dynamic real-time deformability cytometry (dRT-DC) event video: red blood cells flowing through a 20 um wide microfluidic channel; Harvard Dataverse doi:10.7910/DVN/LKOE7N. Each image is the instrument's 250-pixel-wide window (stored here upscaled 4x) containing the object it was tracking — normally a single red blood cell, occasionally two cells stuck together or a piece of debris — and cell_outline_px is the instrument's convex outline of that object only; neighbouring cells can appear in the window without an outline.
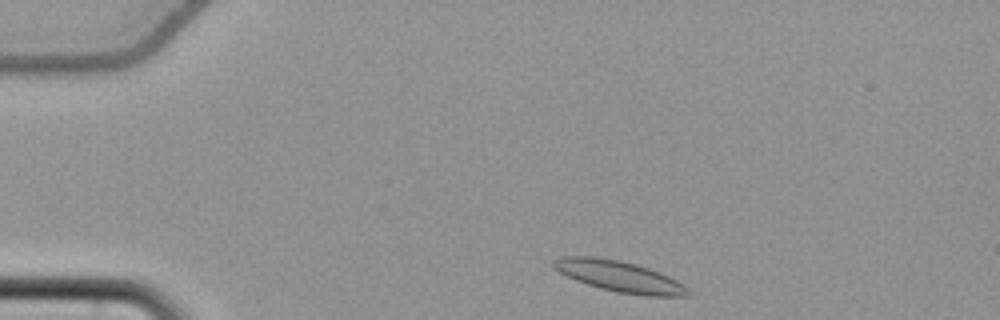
{"species": "common noctule bat (a hibernating species)", "species_latin": "Nyctalus noctula", "temperature_condition": "cold", "stored_images_in_passage": 47, "camera_frame_rate_fps": 3000, "um_per_image_px": 0.085, "animal": {"sex": "female", "body_mass_g": 22.7, "forearm_length_mm": 54.2}, "frame": {"image": 1, "passage_image": 2, "time_ms": 0.333, "image_size_px": [1000, 320], "cell_outline_px": [[692, 292], [688, 296], [644, 296], [616, 292], [600, 288], [576, 280], [560, 272], [552, 264], [552, 260], [560, 256], [592, 256], [620, 260], [636, 264], [660, 272], [676, 280], [688, 288]], "centroid_in_image_um": [52.67, 23.49], "position_along_channel_um": 32.3, "area_um2": 24.28}}
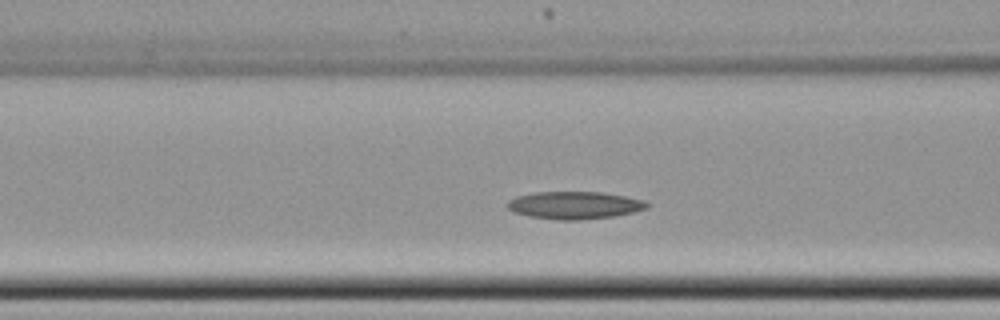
{"frame": {"image": 2, "passage_image": 14, "time_ms": 4.333, "image_size_px": [1000, 320], "cell_outline_px": [[648, 208], [632, 212], [612, 216], [580, 220], [560, 220], [528, 216], [516, 212], [508, 208], [508, 200], [516, 196], [536, 192], [600, 192], [624, 196], [644, 200], [648, 204]], "centroid_in_image_um": [48.82, 17.44], "position_along_channel_um": 117.8, "area_um2": 22.14}}
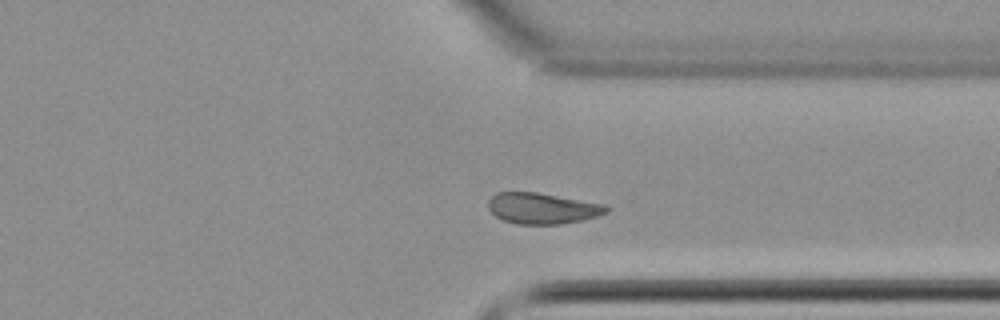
{"frame": {"image": 3, "passage_image": 34, "time_ms": 11.0, "image_size_px": [1000, 320], "cell_outline_px": [[608, 212], [596, 216], [580, 220], [560, 224], [516, 224], [500, 220], [488, 208], [488, 200], [496, 192], [536, 192], [604, 204], [608, 208]], "centroid_in_image_um": [46.04, 17.71], "position_along_channel_um": 365.4, "area_um2": 21.21}, "authors_computed_cell_mechanics": {"area_um2": 22.1374, "velocity_mm_per_s": 3.7017, "shape_relaxation_time_tau1_ms": 9.5486, "shape_relaxation_time_tau2_ms": null, "deformation_change_tau1": 0.1336, "deformation_change_tau2": null}}